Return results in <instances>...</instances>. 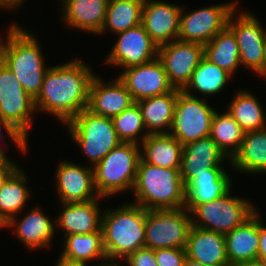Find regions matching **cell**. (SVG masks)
<instances>
[{"mask_svg": "<svg viewBox=\"0 0 266 266\" xmlns=\"http://www.w3.org/2000/svg\"><path fill=\"white\" fill-rule=\"evenodd\" d=\"M95 72L81 59L49 67L40 93L34 99L38 111L53 115L61 123H68L87 109L89 87Z\"/></svg>", "mask_w": 266, "mask_h": 266, "instance_id": "obj_1", "label": "cell"}, {"mask_svg": "<svg viewBox=\"0 0 266 266\" xmlns=\"http://www.w3.org/2000/svg\"><path fill=\"white\" fill-rule=\"evenodd\" d=\"M127 203L102 214L103 245L110 265H120L117 260L145 247L146 209Z\"/></svg>", "mask_w": 266, "mask_h": 266, "instance_id": "obj_2", "label": "cell"}, {"mask_svg": "<svg viewBox=\"0 0 266 266\" xmlns=\"http://www.w3.org/2000/svg\"><path fill=\"white\" fill-rule=\"evenodd\" d=\"M7 31L3 63L14 73L23 89L35 99L41 91L45 73L50 66H45V58L34 33L24 30L15 22Z\"/></svg>", "mask_w": 266, "mask_h": 266, "instance_id": "obj_3", "label": "cell"}, {"mask_svg": "<svg viewBox=\"0 0 266 266\" xmlns=\"http://www.w3.org/2000/svg\"><path fill=\"white\" fill-rule=\"evenodd\" d=\"M134 204L147 210L183 208L185 185L180 169L151 165L140 158L132 190Z\"/></svg>", "mask_w": 266, "mask_h": 266, "instance_id": "obj_4", "label": "cell"}, {"mask_svg": "<svg viewBox=\"0 0 266 266\" xmlns=\"http://www.w3.org/2000/svg\"><path fill=\"white\" fill-rule=\"evenodd\" d=\"M141 146L121 142L94 167L95 187L103 198L132 191L141 158Z\"/></svg>", "mask_w": 266, "mask_h": 266, "instance_id": "obj_5", "label": "cell"}, {"mask_svg": "<svg viewBox=\"0 0 266 266\" xmlns=\"http://www.w3.org/2000/svg\"><path fill=\"white\" fill-rule=\"evenodd\" d=\"M72 141H75L92 167L100 162L119 140L111 118L99 116L84 109L66 123Z\"/></svg>", "mask_w": 266, "mask_h": 266, "instance_id": "obj_6", "label": "cell"}, {"mask_svg": "<svg viewBox=\"0 0 266 266\" xmlns=\"http://www.w3.org/2000/svg\"><path fill=\"white\" fill-rule=\"evenodd\" d=\"M254 205L246 198L232 195L231 189L220 198L197 205L191 211L192 226L225 235L258 211Z\"/></svg>", "mask_w": 266, "mask_h": 266, "instance_id": "obj_7", "label": "cell"}, {"mask_svg": "<svg viewBox=\"0 0 266 266\" xmlns=\"http://www.w3.org/2000/svg\"><path fill=\"white\" fill-rule=\"evenodd\" d=\"M191 227V212L185 207L146 209L145 247L154 250L185 248Z\"/></svg>", "mask_w": 266, "mask_h": 266, "instance_id": "obj_8", "label": "cell"}, {"mask_svg": "<svg viewBox=\"0 0 266 266\" xmlns=\"http://www.w3.org/2000/svg\"><path fill=\"white\" fill-rule=\"evenodd\" d=\"M186 94L178 89L174 117L169 134L183 146L209 137L213 116L216 112L206 98Z\"/></svg>", "mask_w": 266, "mask_h": 266, "instance_id": "obj_9", "label": "cell"}, {"mask_svg": "<svg viewBox=\"0 0 266 266\" xmlns=\"http://www.w3.org/2000/svg\"><path fill=\"white\" fill-rule=\"evenodd\" d=\"M36 112L34 98L22 87L4 63L0 65V118L10 123L25 139Z\"/></svg>", "mask_w": 266, "mask_h": 266, "instance_id": "obj_10", "label": "cell"}, {"mask_svg": "<svg viewBox=\"0 0 266 266\" xmlns=\"http://www.w3.org/2000/svg\"><path fill=\"white\" fill-rule=\"evenodd\" d=\"M238 0L196 9L185 13L182 7L177 40L209 43L227 25L231 13L237 9Z\"/></svg>", "mask_w": 266, "mask_h": 266, "instance_id": "obj_11", "label": "cell"}, {"mask_svg": "<svg viewBox=\"0 0 266 266\" xmlns=\"http://www.w3.org/2000/svg\"><path fill=\"white\" fill-rule=\"evenodd\" d=\"M234 10L228 20L227 27L234 33L241 67L248 68L259 77H264V40L266 28L249 12ZM235 13H239L236 14ZM236 16V17H235Z\"/></svg>", "mask_w": 266, "mask_h": 266, "instance_id": "obj_12", "label": "cell"}, {"mask_svg": "<svg viewBox=\"0 0 266 266\" xmlns=\"http://www.w3.org/2000/svg\"><path fill=\"white\" fill-rule=\"evenodd\" d=\"M157 57L163 64L170 84L183 90L204 57V45L175 40L158 47Z\"/></svg>", "mask_w": 266, "mask_h": 266, "instance_id": "obj_13", "label": "cell"}, {"mask_svg": "<svg viewBox=\"0 0 266 266\" xmlns=\"http://www.w3.org/2000/svg\"><path fill=\"white\" fill-rule=\"evenodd\" d=\"M117 35V41L107 55L109 66L128 68L148 63L157 58L158 46L152 41L142 24Z\"/></svg>", "mask_w": 266, "mask_h": 266, "instance_id": "obj_14", "label": "cell"}, {"mask_svg": "<svg viewBox=\"0 0 266 266\" xmlns=\"http://www.w3.org/2000/svg\"><path fill=\"white\" fill-rule=\"evenodd\" d=\"M117 77L126 86L134 102L174 89L158 57L148 63L125 68Z\"/></svg>", "mask_w": 266, "mask_h": 266, "instance_id": "obj_15", "label": "cell"}, {"mask_svg": "<svg viewBox=\"0 0 266 266\" xmlns=\"http://www.w3.org/2000/svg\"><path fill=\"white\" fill-rule=\"evenodd\" d=\"M55 177L56 190L61 203L88 202L100 198L91 165L81 166L70 161H61L57 166Z\"/></svg>", "mask_w": 266, "mask_h": 266, "instance_id": "obj_16", "label": "cell"}, {"mask_svg": "<svg viewBox=\"0 0 266 266\" xmlns=\"http://www.w3.org/2000/svg\"><path fill=\"white\" fill-rule=\"evenodd\" d=\"M182 7L159 0H144L142 25L158 46L177 40Z\"/></svg>", "mask_w": 266, "mask_h": 266, "instance_id": "obj_17", "label": "cell"}, {"mask_svg": "<svg viewBox=\"0 0 266 266\" xmlns=\"http://www.w3.org/2000/svg\"><path fill=\"white\" fill-rule=\"evenodd\" d=\"M100 77L94 75L91 80L87 109L96 115L112 119L135 102L118 77L109 82Z\"/></svg>", "mask_w": 266, "mask_h": 266, "instance_id": "obj_18", "label": "cell"}, {"mask_svg": "<svg viewBox=\"0 0 266 266\" xmlns=\"http://www.w3.org/2000/svg\"><path fill=\"white\" fill-rule=\"evenodd\" d=\"M88 202L59 203L62 208L58 218H55L56 227L64 232L63 238L72 234H90L101 229L103 210H100L99 199Z\"/></svg>", "mask_w": 266, "mask_h": 266, "instance_id": "obj_19", "label": "cell"}, {"mask_svg": "<svg viewBox=\"0 0 266 266\" xmlns=\"http://www.w3.org/2000/svg\"><path fill=\"white\" fill-rule=\"evenodd\" d=\"M225 168H211L207 173L193 174L185 185L184 207L190 212L203 204L224 196L232 189L231 176Z\"/></svg>", "mask_w": 266, "mask_h": 266, "instance_id": "obj_20", "label": "cell"}, {"mask_svg": "<svg viewBox=\"0 0 266 266\" xmlns=\"http://www.w3.org/2000/svg\"><path fill=\"white\" fill-rule=\"evenodd\" d=\"M17 220V216L13 217L6 227L14 229L12 232L27 249L51 247L56 224L55 221L49 219V216L45 215L39 206L33 207L21 220Z\"/></svg>", "mask_w": 266, "mask_h": 266, "instance_id": "obj_21", "label": "cell"}, {"mask_svg": "<svg viewBox=\"0 0 266 266\" xmlns=\"http://www.w3.org/2000/svg\"><path fill=\"white\" fill-rule=\"evenodd\" d=\"M224 159L228 156L209 136L183 146L180 175L185 184L193 174L207 173L211 168H223Z\"/></svg>", "mask_w": 266, "mask_h": 266, "instance_id": "obj_22", "label": "cell"}, {"mask_svg": "<svg viewBox=\"0 0 266 266\" xmlns=\"http://www.w3.org/2000/svg\"><path fill=\"white\" fill-rule=\"evenodd\" d=\"M60 19L67 27L100 35L108 0H62Z\"/></svg>", "mask_w": 266, "mask_h": 266, "instance_id": "obj_23", "label": "cell"}, {"mask_svg": "<svg viewBox=\"0 0 266 266\" xmlns=\"http://www.w3.org/2000/svg\"><path fill=\"white\" fill-rule=\"evenodd\" d=\"M186 257L209 266H230L224 234L192 226L185 247Z\"/></svg>", "mask_w": 266, "mask_h": 266, "instance_id": "obj_24", "label": "cell"}, {"mask_svg": "<svg viewBox=\"0 0 266 266\" xmlns=\"http://www.w3.org/2000/svg\"><path fill=\"white\" fill-rule=\"evenodd\" d=\"M224 236L230 266L256 260L259 251V212Z\"/></svg>", "mask_w": 266, "mask_h": 266, "instance_id": "obj_25", "label": "cell"}, {"mask_svg": "<svg viewBox=\"0 0 266 266\" xmlns=\"http://www.w3.org/2000/svg\"><path fill=\"white\" fill-rule=\"evenodd\" d=\"M177 95L178 89L174 88L166 94L148 97L136 102L141 109L143 121L149 134H169Z\"/></svg>", "mask_w": 266, "mask_h": 266, "instance_id": "obj_26", "label": "cell"}, {"mask_svg": "<svg viewBox=\"0 0 266 266\" xmlns=\"http://www.w3.org/2000/svg\"><path fill=\"white\" fill-rule=\"evenodd\" d=\"M230 165L242 173L266 174V128L245 132L239 150Z\"/></svg>", "mask_w": 266, "mask_h": 266, "instance_id": "obj_27", "label": "cell"}, {"mask_svg": "<svg viewBox=\"0 0 266 266\" xmlns=\"http://www.w3.org/2000/svg\"><path fill=\"white\" fill-rule=\"evenodd\" d=\"M141 158L154 166L180 169L183 145L170 134H149L141 143Z\"/></svg>", "mask_w": 266, "mask_h": 266, "instance_id": "obj_28", "label": "cell"}, {"mask_svg": "<svg viewBox=\"0 0 266 266\" xmlns=\"http://www.w3.org/2000/svg\"><path fill=\"white\" fill-rule=\"evenodd\" d=\"M63 240V252L61 254L63 258L85 264L97 259L101 261V264L96 266H110L103 245L102 230L90 234L68 235Z\"/></svg>", "mask_w": 266, "mask_h": 266, "instance_id": "obj_29", "label": "cell"}, {"mask_svg": "<svg viewBox=\"0 0 266 266\" xmlns=\"http://www.w3.org/2000/svg\"><path fill=\"white\" fill-rule=\"evenodd\" d=\"M250 92L245 89L238 90L226 107L229 114L245 132L266 128V115L263 107L252 91Z\"/></svg>", "mask_w": 266, "mask_h": 266, "instance_id": "obj_30", "label": "cell"}, {"mask_svg": "<svg viewBox=\"0 0 266 266\" xmlns=\"http://www.w3.org/2000/svg\"><path fill=\"white\" fill-rule=\"evenodd\" d=\"M27 175L20 167L7 179L0 190V217L7 224L13 217L19 215L31 191L27 188Z\"/></svg>", "mask_w": 266, "mask_h": 266, "instance_id": "obj_31", "label": "cell"}, {"mask_svg": "<svg viewBox=\"0 0 266 266\" xmlns=\"http://www.w3.org/2000/svg\"><path fill=\"white\" fill-rule=\"evenodd\" d=\"M204 57L231 76L241 66L238 44L234 33L226 27L204 45Z\"/></svg>", "mask_w": 266, "mask_h": 266, "instance_id": "obj_32", "label": "cell"}, {"mask_svg": "<svg viewBox=\"0 0 266 266\" xmlns=\"http://www.w3.org/2000/svg\"><path fill=\"white\" fill-rule=\"evenodd\" d=\"M144 0H110L100 34H118L142 23ZM107 30V31H106Z\"/></svg>", "mask_w": 266, "mask_h": 266, "instance_id": "obj_33", "label": "cell"}, {"mask_svg": "<svg viewBox=\"0 0 266 266\" xmlns=\"http://www.w3.org/2000/svg\"><path fill=\"white\" fill-rule=\"evenodd\" d=\"M231 77L233 76L203 57L183 91L191 94L190 89H193L207 99V95L222 92Z\"/></svg>", "mask_w": 266, "mask_h": 266, "instance_id": "obj_34", "label": "cell"}, {"mask_svg": "<svg viewBox=\"0 0 266 266\" xmlns=\"http://www.w3.org/2000/svg\"><path fill=\"white\" fill-rule=\"evenodd\" d=\"M225 113L220 114L215 112L210 137L216 142L218 147L228 156L229 164L230 159L239 150L243 141L245 131L234 120L227 110Z\"/></svg>", "mask_w": 266, "mask_h": 266, "instance_id": "obj_35", "label": "cell"}, {"mask_svg": "<svg viewBox=\"0 0 266 266\" xmlns=\"http://www.w3.org/2000/svg\"><path fill=\"white\" fill-rule=\"evenodd\" d=\"M112 122L121 142L141 145L142 141L149 135L141 109L136 102L112 118Z\"/></svg>", "mask_w": 266, "mask_h": 266, "instance_id": "obj_36", "label": "cell"}, {"mask_svg": "<svg viewBox=\"0 0 266 266\" xmlns=\"http://www.w3.org/2000/svg\"><path fill=\"white\" fill-rule=\"evenodd\" d=\"M158 266H183L186 258L185 248H161L155 250Z\"/></svg>", "mask_w": 266, "mask_h": 266, "instance_id": "obj_37", "label": "cell"}, {"mask_svg": "<svg viewBox=\"0 0 266 266\" xmlns=\"http://www.w3.org/2000/svg\"><path fill=\"white\" fill-rule=\"evenodd\" d=\"M128 266H158L155 258V250L141 248L124 259Z\"/></svg>", "mask_w": 266, "mask_h": 266, "instance_id": "obj_38", "label": "cell"}, {"mask_svg": "<svg viewBox=\"0 0 266 266\" xmlns=\"http://www.w3.org/2000/svg\"><path fill=\"white\" fill-rule=\"evenodd\" d=\"M2 128L4 129L5 134H7V136L10 138L12 143H15L14 146H17L16 148H18L19 151L23 152V154H26L28 150L27 148L29 147L27 139H25L10 123L0 118V136H2ZM1 138L4 139L3 136L0 137V140Z\"/></svg>", "mask_w": 266, "mask_h": 266, "instance_id": "obj_39", "label": "cell"}, {"mask_svg": "<svg viewBox=\"0 0 266 266\" xmlns=\"http://www.w3.org/2000/svg\"><path fill=\"white\" fill-rule=\"evenodd\" d=\"M257 259L266 261V226L259 216V251Z\"/></svg>", "mask_w": 266, "mask_h": 266, "instance_id": "obj_40", "label": "cell"}, {"mask_svg": "<svg viewBox=\"0 0 266 266\" xmlns=\"http://www.w3.org/2000/svg\"><path fill=\"white\" fill-rule=\"evenodd\" d=\"M14 161L9 160L4 166L0 167V190L7 179L19 168Z\"/></svg>", "mask_w": 266, "mask_h": 266, "instance_id": "obj_41", "label": "cell"}, {"mask_svg": "<svg viewBox=\"0 0 266 266\" xmlns=\"http://www.w3.org/2000/svg\"><path fill=\"white\" fill-rule=\"evenodd\" d=\"M25 0H0V8L15 10L22 6Z\"/></svg>", "mask_w": 266, "mask_h": 266, "instance_id": "obj_42", "label": "cell"}, {"mask_svg": "<svg viewBox=\"0 0 266 266\" xmlns=\"http://www.w3.org/2000/svg\"><path fill=\"white\" fill-rule=\"evenodd\" d=\"M56 266H88V265L82 262L67 260L60 255L58 261L56 262Z\"/></svg>", "mask_w": 266, "mask_h": 266, "instance_id": "obj_43", "label": "cell"}, {"mask_svg": "<svg viewBox=\"0 0 266 266\" xmlns=\"http://www.w3.org/2000/svg\"><path fill=\"white\" fill-rule=\"evenodd\" d=\"M236 266H266V261L256 259V260H252L250 262L238 264Z\"/></svg>", "mask_w": 266, "mask_h": 266, "instance_id": "obj_44", "label": "cell"}, {"mask_svg": "<svg viewBox=\"0 0 266 266\" xmlns=\"http://www.w3.org/2000/svg\"><path fill=\"white\" fill-rule=\"evenodd\" d=\"M10 158L5 154L4 148L0 147V167L4 166Z\"/></svg>", "mask_w": 266, "mask_h": 266, "instance_id": "obj_45", "label": "cell"}, {"mask_svg": "<svg viewBox=\"0 0 266 266\" xmlns=\"http://www.w3.org/2000/svg\"><path fill=\"white\" fill-rule=\"evenodd\" d=\"M183 266H209V265L201 264L200 262H196L186 257Z\"/></svg>", "mask_w": 266, "mask_h": 266, "instance_id": "obj_46", "label": "cell"}, {"mask_svg": "<svg viewBox=\"0 0 266 266\" xmlns=\"http://www.w3.org/2000/svg\"><path fill=\"white\" fill-rule=\"evenodd\" d=\"M1 38V37H0ZM3 37L0 39V65L3 63V53H4V41Z\"/></svg>", "mask_w": 266, "mask_h": 266, "instance_id": "obj_47", "label": "cell"}, {"mask_svg": "<svg viewBox=\"0 0 266 266\" xmlns=\"http://www.w3.org/2000/svg\"><path fill=\"white\" fill-rule=\"evenodd\" d=\"M263 53H264V78H266V37H265V40H264Z\"/></svg>", "mask_w": 266, "mask_h": 266, "instance_id": "obj_48", "label": "cell"}, {"mask_svg": "<svg viewBox=\"0 0 266 266\" xmlns=\"http://www.w3.org/2000/svg\"><path fill=\"white\" fill-rule=\"evenodd\" d=\"M6 227L5 221L0 217V228Z\"/></svg>", "mask_w": 266, "mask_h": 266, "instance_id": "obj_49", "label": "cell"}]
</instances>
